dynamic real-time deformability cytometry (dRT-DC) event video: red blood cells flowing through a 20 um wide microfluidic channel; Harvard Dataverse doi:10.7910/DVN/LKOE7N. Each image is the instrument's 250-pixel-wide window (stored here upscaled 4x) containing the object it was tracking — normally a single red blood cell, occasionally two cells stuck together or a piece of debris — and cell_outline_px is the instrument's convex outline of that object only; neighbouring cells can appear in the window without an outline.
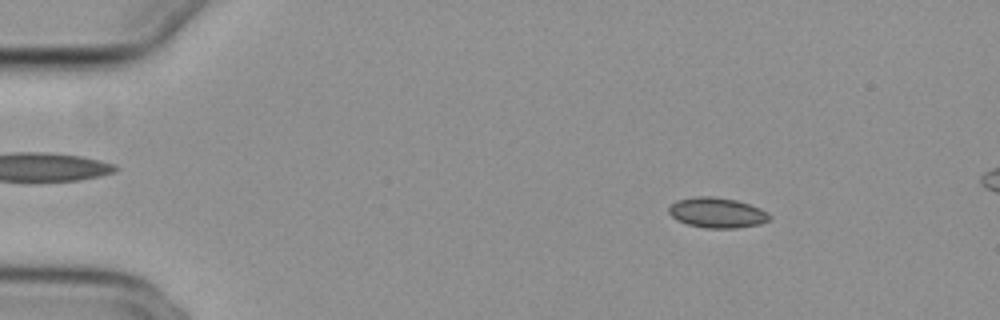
{"species": "common noctule bat (a hibernating species)", "species_latin": "Nyctalus noctula", "temperature_condition": "cold", "stored_images_in_passage": 54, "camera_frame_rate_fps": 3000, "um_per_image_px": 0.085, "animal": {"sex": "female", "body_mass_g": 29.2, "forearm_length_mm": 56.3}, "frame": {"image": 1, "passage_image": 8, "time_ms": 2.333, "image_size_px": [1000, 320], "cell_outline_px": [[772, 216], [768, 220], [760, 224], [736, 228], [704, 228], [688, 224], [676, 220], [668, 212], [668, 208], [676, 200], [692, 196], [712, 196], [736, 200], [760, 208], [768, 212]], "centroid_in_image_um": [60.93, 18.07], "position_along_channel_um": 24.1, "area_um2": 17.86}}
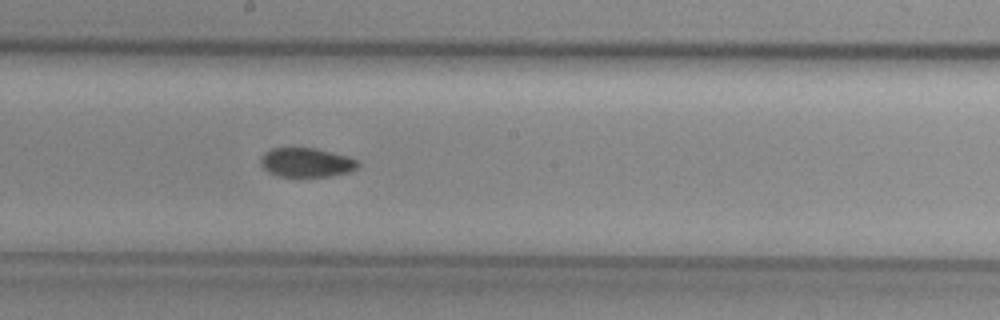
{"frame": {"image": 2, "passage_image": 30, "time_ms": 9.667, "image_size_px": [1000, 320], "cell_outline_px": [[360, 164], [352, 172], [332, 176], [280, 176], [268, 172], [260, 164], [260, 160], [264, 152], [272, 148], [316, 148], [348, 156], [356, 160]], "centroid_in_image_um": [26.06, 13.81], "position_along_channel_um": 222.1, "area_um2": 16.59}}
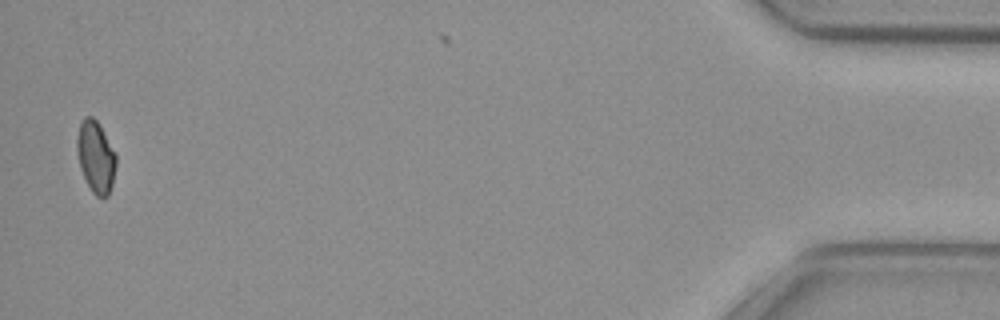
{"frame": {"image": 3, "passage_image": 53, "time_ms": 17.333, "image_size_px": [1000, 320], "cell_outline_px": [[116, 164], [112, 184], [108, 196], [104, 200], [96, 196], [92, 192], [80, 168], [76, 148], [76, 140], [80, 120], [84, 116], [92, 116], [100, 124], [116, 156]], "centroid_in_image_um": [8.12, 13.32], "position_along_channel_um": 427.1, "area_um2": 16.47}}